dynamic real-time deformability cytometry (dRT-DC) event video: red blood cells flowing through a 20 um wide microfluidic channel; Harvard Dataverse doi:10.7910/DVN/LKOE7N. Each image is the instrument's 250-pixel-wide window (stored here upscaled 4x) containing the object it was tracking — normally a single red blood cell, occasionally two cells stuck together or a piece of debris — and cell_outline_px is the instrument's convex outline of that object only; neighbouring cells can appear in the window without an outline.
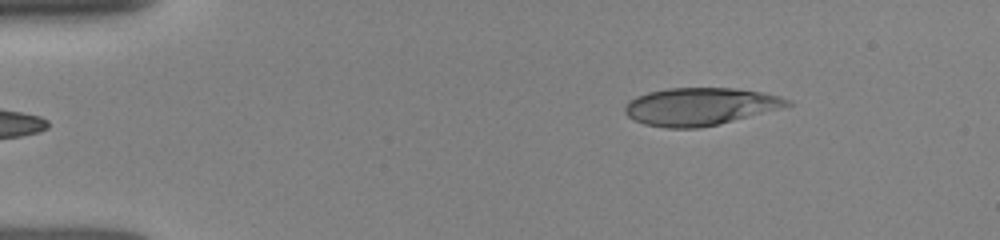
{"species": "human", "species_latin": "Homo sapiens", "temperature_condition": "room temperature", "stored_images_in_passage": 35, "camera_frame_rate_fps": 3000, "um_per_image_px": 0.085, "donor": {"sex": "female"}, "frame": {"image": 1, "passage_image": 1, "time_ms": 0.0, "image_size_px": [1000, 240], "cell_outline_px": [[792, 104], [732, 120], [700, 128], [664, 128], [644, 124], [632, 120], [624, 112], [624, 108], [636, 96], [648, 92], [668, 88], [732, 88], [760, 92], [780, 96], [792, 100]], "centroid_in_image_um": [59.44, 9.05], "position_along_channel_um": 25.6, "area_um2": 35.03}}
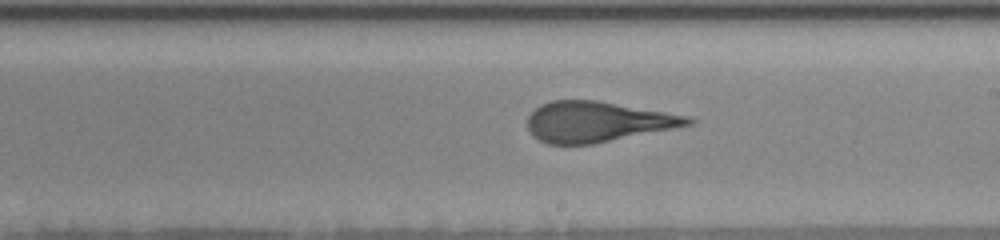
{"frame": {"image": 2, "passage_image": 19, "time_ms": 7.0, "image_size_px": [1000, 240], "cell_outline_px": [[696, 120], [692, 124], [592, 144], [548, 144], [532, 136], [528, 128], [528, 116], [540, 104], [552, 100], [596, 100], [688, 116]], "centroid_in_image_um": [50.72, 10.34], "position_along_channel_um": 238.3, "area_um2": 37.34}}
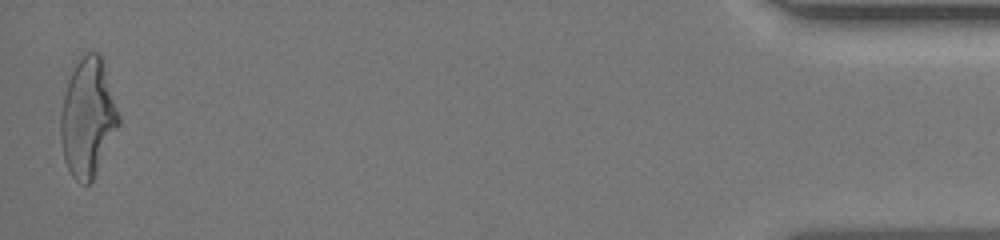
{"frame": {"image": 3, "passage_image": 35, "time_ms": 13.667, "image_size_px": [1000, 240], "cell_outline_px": [[120, 124], [92, 180], [88, 184], [80, 184], [72, 176], [64, 160], [60, 140], [60, 112], [68, 80], [80, 56], [84, 52], [100, 52], [120, 116]], "centroid_in_image_um": [7.45, 9.99], "position_along_channel_um": 427.7, "area_um2": 39.94}}